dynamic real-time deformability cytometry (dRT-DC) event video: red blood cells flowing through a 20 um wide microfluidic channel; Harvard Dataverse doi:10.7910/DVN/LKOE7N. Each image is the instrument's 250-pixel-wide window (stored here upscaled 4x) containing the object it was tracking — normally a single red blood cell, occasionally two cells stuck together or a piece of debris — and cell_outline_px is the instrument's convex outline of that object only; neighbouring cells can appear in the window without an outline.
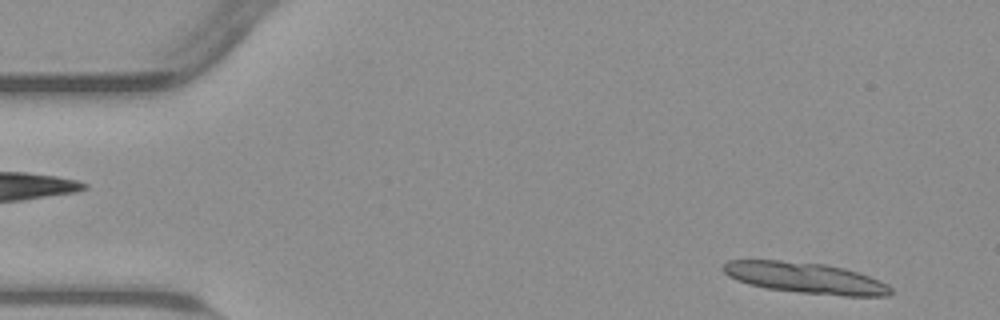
{"species": "common noctule bat (a hibernating species)", "species_latin": "Nyctalus noctula", "temperature_condition": "warm", "stored_images_in_passage": 11, "camera_frame_rate_fps": 3000, "um_per_image_px": 0.085, "animal": {"sex": "male", "body_mass_g": 23.1, "forearm_length_mm": 52.7}, "frame": {"image": 1, "passage_image": 1, "time_ms": 0.0, "image_size_px": [1000, 320], "cell_outline_px": [[892, 292], [888, 296], [844, 296], [800, 292], [764, 288], [748, 284], [736, 280], [728, 276], [720, 268], [728, 260], [780, 260], [824, 264], [844, 268], [880, 280], [888, 284], [892, 288]], "centroid_in_image_um": [68.44, 23.62], "position_along_channel_um": 16.6, "area_um2": 30.29}}